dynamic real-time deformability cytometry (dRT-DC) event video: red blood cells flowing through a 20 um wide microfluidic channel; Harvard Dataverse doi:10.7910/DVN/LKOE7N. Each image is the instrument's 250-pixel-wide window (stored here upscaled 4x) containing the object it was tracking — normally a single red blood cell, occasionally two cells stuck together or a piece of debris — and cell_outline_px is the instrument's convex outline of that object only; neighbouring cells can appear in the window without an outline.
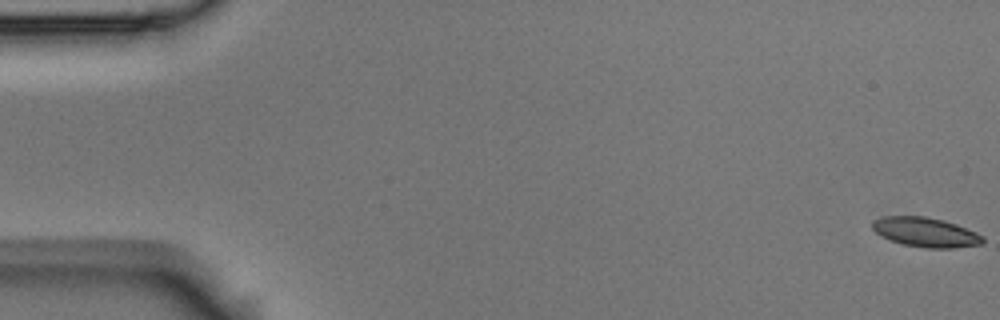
{"species": "Egyptian fruit bat (a non-hibernating species)", "species_latin": "Rousettus aegyptiacus", "temperature_condition": "room temperature", "stored_images_in_passage": 5, "camera_frame_rate_fps": 3000, "um_per_image_px": 0.085, "animal": {"sex": "male"}, "frame": {"image": 1, "passage_image": 1, "time_ms": 0.0, "image_size_px": [1000, 320], "cell_outline_px": [[984, 240], [980, 244], [952, 248], [924, 248], [904, 244], [880, 236], [872, 228], [872, 220], [884, 216], [924, 216], [944, 220], [956, 224], [976, 232], [984, 236]], "centroid_in_image_um": [78.66, 19.73], "position_along_channel_um": 6.3, "area_um2": 18.96}}
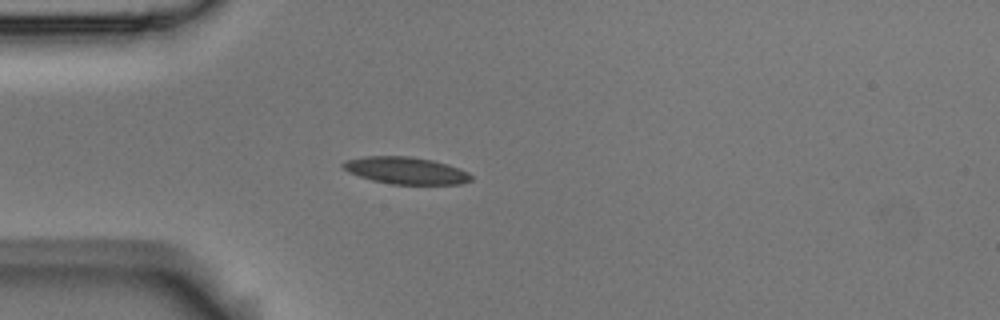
{"frame": {"image": 2, "passage_image": 4, "time_ms": 1.0, "image_size_px": [1000, 320], "cell_outline_px": [[472, 180], [460, 184], [392, 184], [372, 180], [348, 172], [340, 164], [344, 160], [364, 156], [412, 156], [432, 160], [448, 164], [460, 168], [468, 172], [472, 176]], "centroid_in_image_um": [34.49, 14.48], "position_along_channel_um": 50.5, "area_um2": 20.29}}